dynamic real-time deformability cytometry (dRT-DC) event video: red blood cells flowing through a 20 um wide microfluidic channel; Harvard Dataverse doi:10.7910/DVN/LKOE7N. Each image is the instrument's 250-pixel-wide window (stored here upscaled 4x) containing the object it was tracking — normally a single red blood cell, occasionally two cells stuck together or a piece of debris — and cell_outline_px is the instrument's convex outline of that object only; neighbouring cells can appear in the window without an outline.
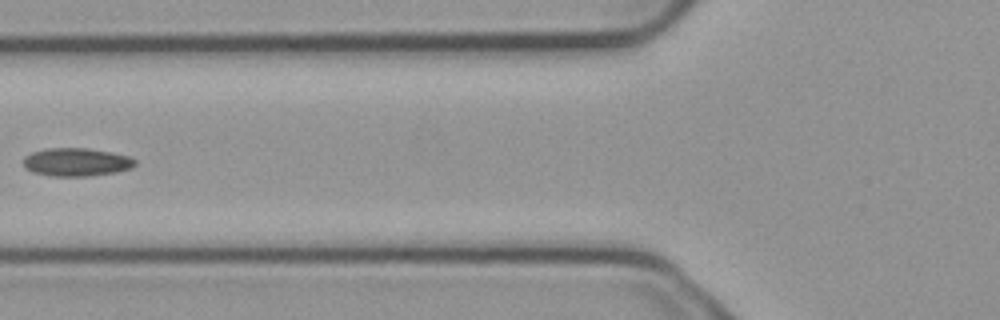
{"species": "common noctule bat (a hibernating species)", "species_latin": "Nyctalus noctula", "temperature_condition": "cold", "stored_images_in_passage": 6, "camera_frame_rate_fps": 3000, "um_per_image_px": 0.085, "animal": {"sex": "male", "body_mass_g": 23.1, "forearm_length_mm": 52.7}, "frame": {"image": 1, "passage_image": 5, "time_ms": 1.333, "image_size_px": [1000, 320], "cell_outline_px": [[136, 164], [132, 168], [116, 172], [92, 176], [52, 176], [32, 172], [24, 164], [24, 156], [32, 152], [48, 148], [88, 148], [128, 156], [136, 160]], "centroid_in_image_um": [6.51, 13.78], "position_along_channel_um": 119.3, "area_um2": 18.26}}
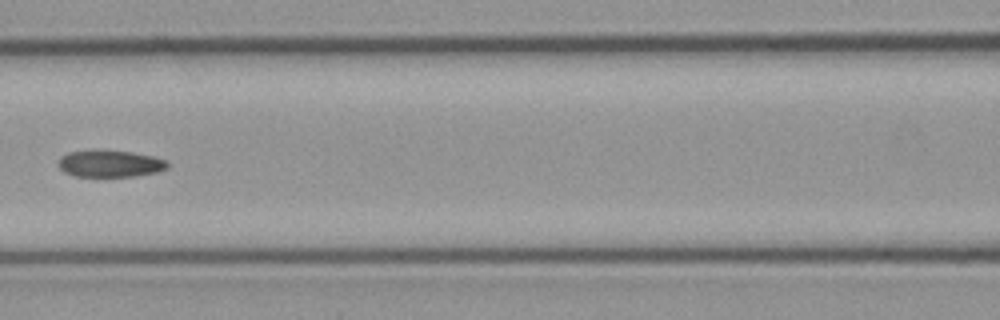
{"frame": {"image": 2, "passage_image": 6, "time_ms": 1.667, "image_size_px": [1000, 320], "cell_outline_px": [[168, 168], [156, 172], [136, 176], [76, 176], [64, 172], [60, 168], [60, 160], [68, 152], [96, 148], [100, 148], [132, 152], [152, 156], [164, 160], [168, 164]], "centroid_in_image_um": [9.35, 13.88], "position_along_channel_um": 157.2, "area_um2": 17.22}}